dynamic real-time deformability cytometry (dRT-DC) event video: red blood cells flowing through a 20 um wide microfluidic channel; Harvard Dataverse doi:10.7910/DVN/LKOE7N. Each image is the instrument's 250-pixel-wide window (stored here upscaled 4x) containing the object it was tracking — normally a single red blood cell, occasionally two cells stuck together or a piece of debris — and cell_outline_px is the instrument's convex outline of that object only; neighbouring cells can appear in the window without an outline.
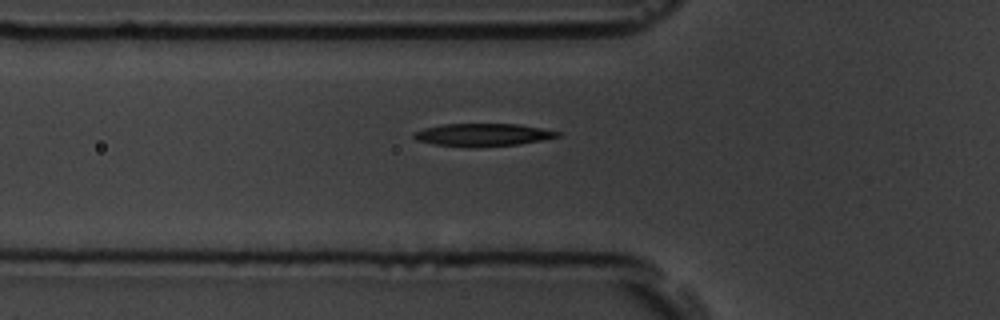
{"species": "common noctule bat (a hibernating species)", "species_latin": "Nyctalus noctula", "temperature_condition": "room temperature", "stored_images_in_passage": 5, "camera_frame_rate_fps": 3000, "um_per_image_px": 0.085, "animal": {"sex": "male", "body_mass_g": 19.5, "forearm_length_mm": 54.6}, "frame": {"image": 1, "passage_image": 5, "time_ms": 1.333, "image_size_px": [1000, 320], "cell_outline_px": [[560, 136], [544, 140], [520, 144], [432, 144], [416, 140], [412, 136], [412, 132], [424, 128], [440, 124], [516, 124], [540, 128], [560, 132]], "centroid_in_image_um": [41.03, 11.41], "position_along_channel_um": 84.8, "area_um2": 17.98}}